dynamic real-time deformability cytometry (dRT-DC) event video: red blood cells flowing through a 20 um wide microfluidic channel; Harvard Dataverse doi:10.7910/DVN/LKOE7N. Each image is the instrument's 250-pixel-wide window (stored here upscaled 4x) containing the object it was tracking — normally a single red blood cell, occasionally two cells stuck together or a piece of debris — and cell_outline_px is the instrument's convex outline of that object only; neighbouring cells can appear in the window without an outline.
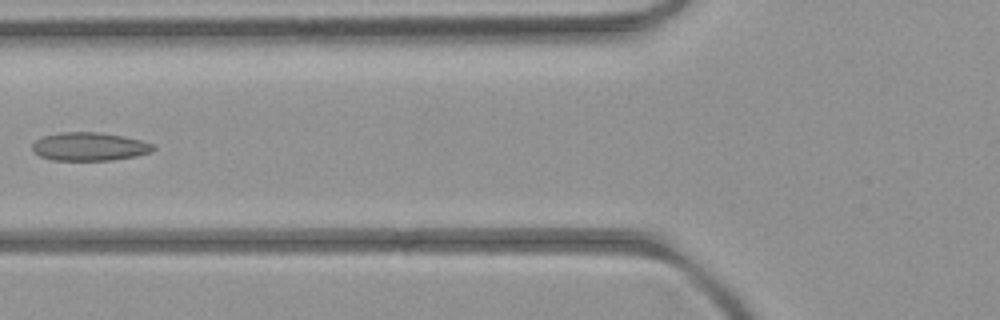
{"species": "common noctule bat (a hibernating species)", "species_latin": "Nyctalus noctula", "temperature_condition": "room temperature", "stored_images_in_passage": 6, "camera_frame_rate_fps": 3000, "um_per_image_px": 0.085, "animal": {"sex": "female", "body_mass_g": 21.9}, "frame": {"image": 1, "passage_image": 5, "time_ms": 5.333, "image_size_px": [1000, 320], "cell_outline_px": [[156, 148], [152, 152], [136, 156], [112, 160], [52, 160], [40, 156], [32, 148], [32, 144], [36, 140], [44, 136], [60, 132], [100, 132], [140, 140], [152, 144]], "centroid_in_image_um": [7.61, 12.46], "position_along_channel_um": 118.2, "area_um2": 19.83}}
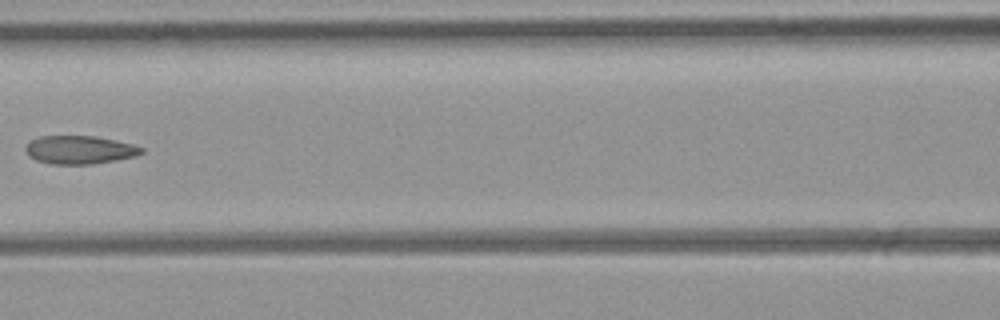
{"frame": {"image": 2, "passage_image": 6, "time_ms": 6.333, "image_size_px": [1000, 320], "cell_outline_px": [[144, 152], [136, 156], [116, 160], [92, 164], [48, 164], [36, 160], [28, 156], [24, 148], [28, 140], [40, 136], [96, 136], [116, 140], [132, 144], [144, 148]], "centroid_in_image_um": [6.73, 12.73], "position_along_channel_um": 159.9, "area_um2": 19.36}}